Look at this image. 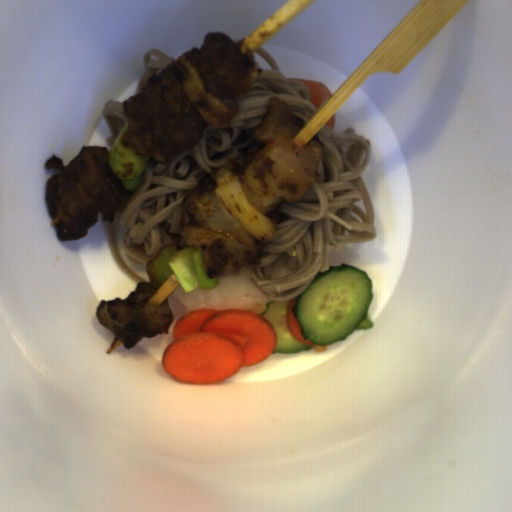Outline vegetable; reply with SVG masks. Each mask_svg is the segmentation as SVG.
<instances>
[{"mask_svg":"<svg viewBox=\"0 0 512 512\" xmlns=\"http://www.w3.org/2000/svg\"><path fill=\"white\" fill-rule=\"evenodd\" d=\"M144 267L149 284L155 291L173 274L185 294L196 288L215 290L219 285L216 276L209 277L199 248L189 245L179 250L178 242L165 245Z\"/></svg>","mask_w":512,"mask_h":512,"instance_id":"ea0f7189","label":"vegetable"},{"mask_svg":"<svg viewBox=\"0 0 512 512\" xmlns=\"http://www.w3.org/2000/svg\"><path fill=\"white\" fill-rule=\"evenodd\" d=\"M170 68L203 120L211 127L223 130L230 127L231 120L239 111L238 102L207 92L186 54L170 62Z\"/></svg>","mask_w":512,"mask_h":512,"instance_id":"f7b5029e","label":"vegetable"},{"mask_svg":"<svg viewBox=\"0 0 512 512\" xmlns=\"http://www.w3.org/2000/svg\"><path fill=\"white\" fill-rule=\"evenodd\" d=\"M240 172V164L234 158L209 170L215 195L258 247L274 237L281 214L274 210L263 215L253 208L244 195Z\"/></svg>","mask_w":512,"mask_h":512,"instance_id":"add77e79","label":"vegetable"},{"mask_svg":"<svg viewBox=\"0 0 512 512\" xmlns=\"http://www.w3.org/2000/svg\"><path fill=\"white\" fill-rule=\"evenodd\" d=\"M128 127L126 118L123 127L106 152V162L109 171L121 180L123 188L133 194L146 177L144 173L150 163V155H143L139 150L122 141Z\"/></svg>","mask_w":512,"mask_h":512,"instance_id":"96ceb2fe","label":"vegetable"}]
</instances>
